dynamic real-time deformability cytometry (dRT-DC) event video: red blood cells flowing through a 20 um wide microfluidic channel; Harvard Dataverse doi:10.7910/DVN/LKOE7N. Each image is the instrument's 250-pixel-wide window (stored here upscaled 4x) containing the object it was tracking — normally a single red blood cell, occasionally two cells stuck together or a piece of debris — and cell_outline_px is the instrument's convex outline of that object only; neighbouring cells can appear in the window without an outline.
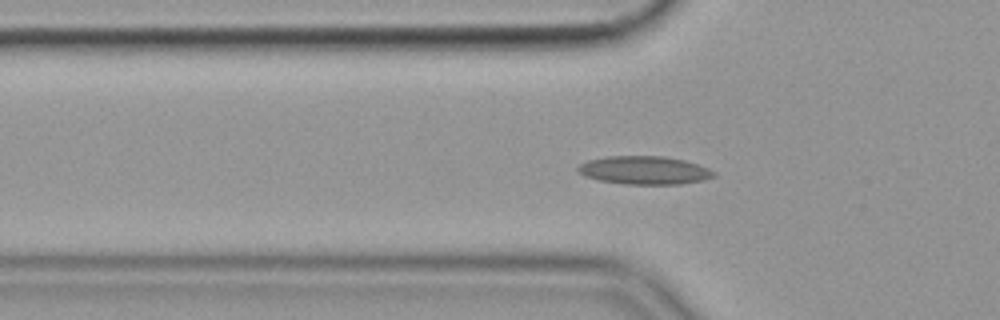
{"species": "common noctule bat (a hibernating species)", "species_latin": "Nyctalus noctula", "temperature_condition": "cold", "stored_images_in_passage": 47, "camera_frame_rate_fps": 3000, "um_per_image_px": 0.085, "animal": {"sex": "female", "body_mass_g": 19.9}, "frame": {"image": 1, "passage_image": 8, "time_ms": 2.333, "image_size_px": [1000, 320], "cell_outline_px": [[716, 176], [704, 180], [680, 184], [624, 184], [600, 180], [584, 176], [576, 172], [576, 168], [580, 164], [588, 160], [608, 156], [664, 156], [684, 160], [708, 168], [716, 172]], "centroid_in_image_um": [54.76, 14.47], "position_along_channel_um": 71.0, "area_um2": 22.43}}
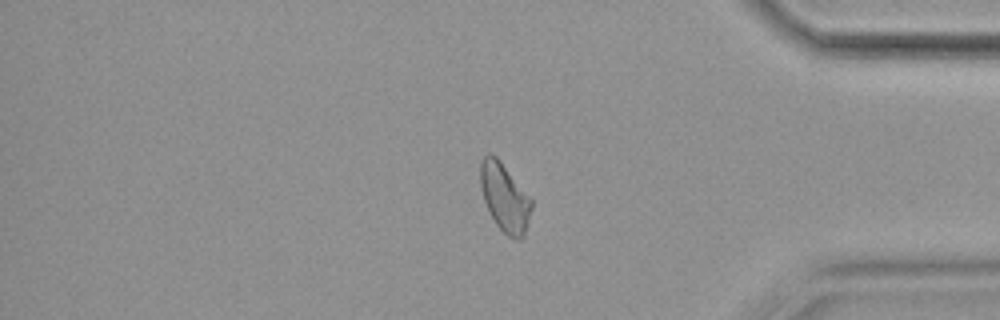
{"frame": {"image": 2, "passage_image": 37, "time_ms": 12.0, "image_size_px": [1000, 320], "cell_outline_px": [[532, 208], [524, 236], [520, 240], [508, 236], [496, 224], [484, 200], [480, 184], [480, 164], [484, 156], [496, 156], [500, 160], [532, 200]], "centroid_in_image_um": [42.91, 16.8], "position_along_channel_um": 392.3, "area_um2": 19.88}, "authors_computed_cell_mechanics": {"area_um2": 19.7676, "velocity_mm_per_s": 3.549, "shape_relaxation_time_tau1_ms": null, "shape_relaxation_time_tau2_ms": 2.4323, "deformation_change_tau1": null, "deformation_change_tau2": 0.0774}}